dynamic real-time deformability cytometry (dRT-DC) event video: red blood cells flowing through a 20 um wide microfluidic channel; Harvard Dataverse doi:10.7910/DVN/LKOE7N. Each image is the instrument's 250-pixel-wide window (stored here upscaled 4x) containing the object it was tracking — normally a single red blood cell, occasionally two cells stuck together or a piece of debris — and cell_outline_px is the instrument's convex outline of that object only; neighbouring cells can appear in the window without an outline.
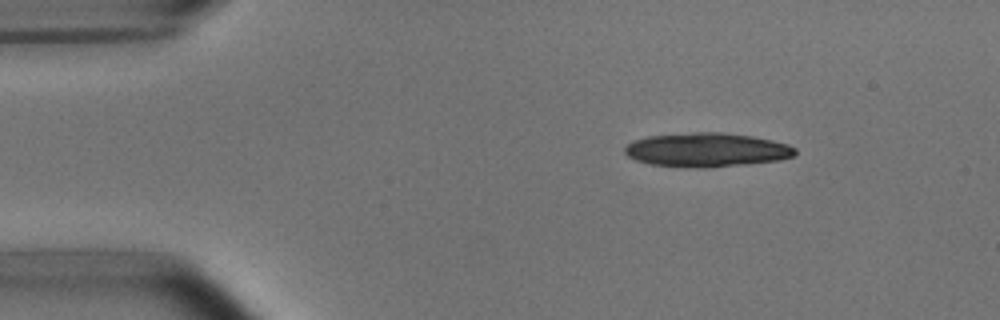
{"species": "common noctule bat (a hibernating species)", "species_latin": "Nyctalus noctula", "temperature_condition": "room temperature", "stored_images_in_passage": 3, "camera_frame_rate_fps": 3000, "um_per_image_px": 0.085, "animal": {"sex": "male", "body_mass_g": 15.6}, "frame": {"image": 1, "passage_image": 3, "time_ms": 3.333, "image_size_px": [1000, 320], "cell_outline_px": [[796, 152], [792, 156], [780, 160], [708, 168], [688, 168], [652, 164], [636, 160], [628, 156], [624, 152], [624, 148], [632, 140], [648, 136], [696, 132], [720, 132], [752, 136], [772, 140], [788, 144], [796, 148]], "centroid_in_image_um": [60.06, 12.74], "position_along_channel_um": 24.9, "area_um2": 33.81}}